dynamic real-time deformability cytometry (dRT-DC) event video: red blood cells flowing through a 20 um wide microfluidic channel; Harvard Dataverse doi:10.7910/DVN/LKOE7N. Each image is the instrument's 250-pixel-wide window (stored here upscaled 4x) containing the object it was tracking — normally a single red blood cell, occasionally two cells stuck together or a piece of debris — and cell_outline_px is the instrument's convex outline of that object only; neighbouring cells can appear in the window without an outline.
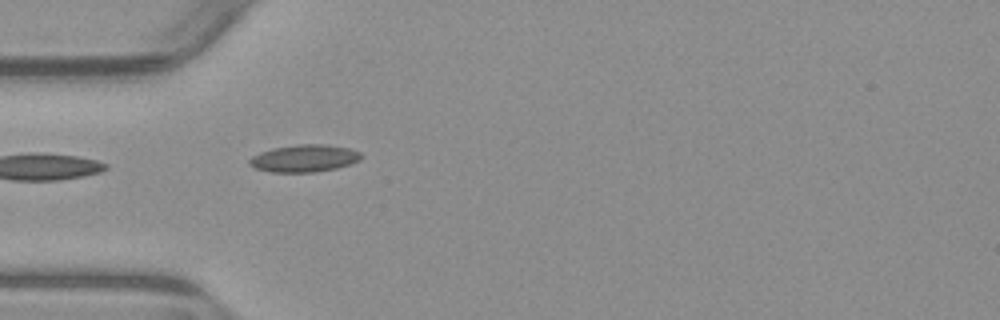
{"species": "common noctule bat (a hibernating species)", "species_latin": "Nyctalus noctula", "temperature_condition": "warm", "stored_images_in_passage": 4, "camera_frame_rate_fps": 3000, "um_per_image_px": 0.085, "animal": {"sex": "male", "body_mass_g": 23.1, "forearm_length_mm": 52.7}, "frame": {"image": 1, "passage_image": 1, "time_ms": 0.0, "image_size_px": [1000, 320], "cell_outline_px": [[364, 156], [360, 160], [336, 168], [312, 172], [272, 172], [256, 168], [248, 164], [248, 160], [252, 156], [260, 152], [272, 148], [296, 144], [328, 144], [348, 148], [360, 152]], "centroid_in_image_um": [25.86, 13.44], "position_along_channel_um": 59.1, "area_um2": 17.8}}